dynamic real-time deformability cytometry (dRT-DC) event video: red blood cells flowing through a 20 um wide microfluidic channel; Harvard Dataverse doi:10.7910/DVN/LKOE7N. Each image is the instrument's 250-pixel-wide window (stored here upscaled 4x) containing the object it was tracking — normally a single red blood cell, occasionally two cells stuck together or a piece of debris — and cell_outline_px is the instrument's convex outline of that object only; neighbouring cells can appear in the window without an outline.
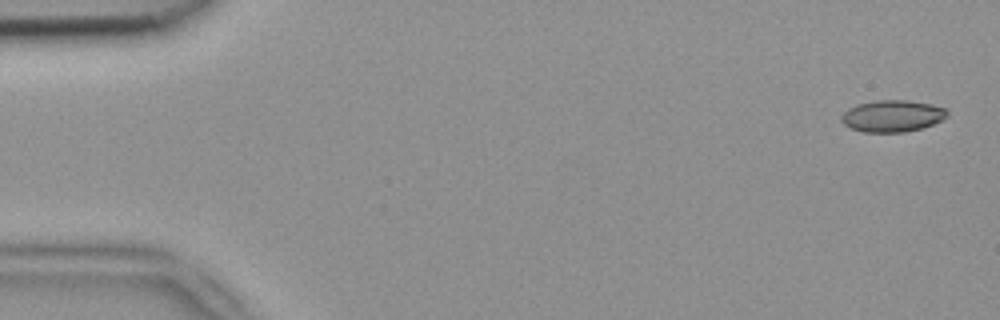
{"species": "common noctule bat (a hibernating species)", "species_latin": "Nyctalus noctula", "temperature_condition": "room temperature", "stored_images_in_passage": 4, "camera_frame_rate_fps": 3000, "um_per_image_px": 0.085, "animal": {"sex": "female", "body_mass_g": 18.4}, "frame": {"image": 1, "passage_image": 1, "time_ms": 0.0, "image_size_px": [1000, 320], "cell_outline_px": [[948, 116], [932, 124], [920, 128], [904, 132], [860, 132], [844, 124], [840, 120], [840, 116], [848, 108], [856, 104], [876, 100], [908, 100], [948, 108]], "centroid_in_image_um": [75.82, 9.85], "position_along_channel_um": 9.2, "area_um2": 19.59}}